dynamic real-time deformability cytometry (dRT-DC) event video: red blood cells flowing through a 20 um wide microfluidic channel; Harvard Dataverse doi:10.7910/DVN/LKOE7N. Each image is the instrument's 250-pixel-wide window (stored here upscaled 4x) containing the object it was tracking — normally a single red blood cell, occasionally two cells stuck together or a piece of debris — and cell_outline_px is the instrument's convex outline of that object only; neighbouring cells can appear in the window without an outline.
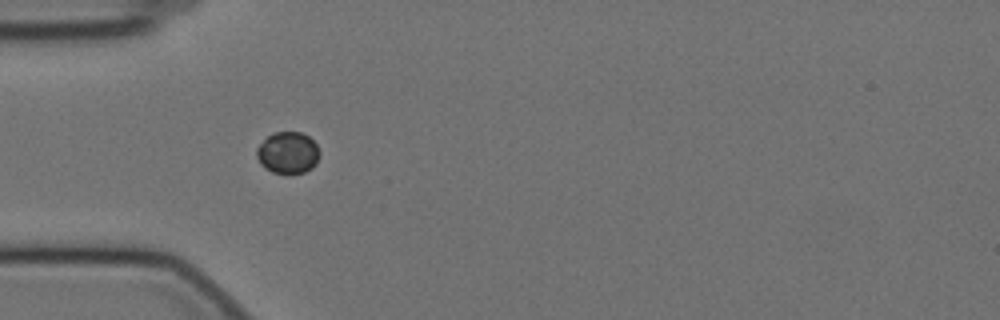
{"species": "Egyptian fruit bat (a non-hibernating species)", "species_latin": "Rousettus aegyptiacus", "temperature_condition": "cold", "stored_images_in_passage": 41, "camera_frame_rate_fps": 3000, "um_per_image_px": 0.085, "animal": {"sex": "female"}, "frame": {"image": 1, "passage_image": 1, "time_ms": 0.0, "image_size_px": [1000, 320], "cell_outline_px": [[320, 156], [316, 164], [312, 168], [304, 172], [288, 176], [272, 172], [264, 168], [260, 164], [256, 156], [256, 148], [272, 132], [300, 132], [308, 136], [316, 144], [320, 152]], "centroid_in_image_um": [24.47, 13.02], "position_along_channel_um": 60.5, "area_um2": 15.72}}
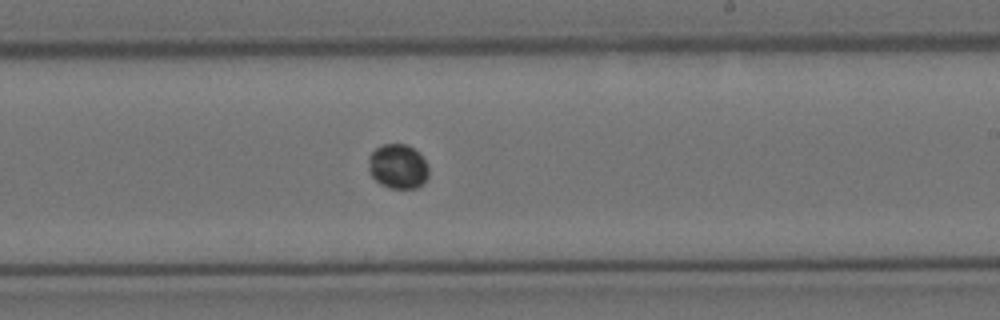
{"frame": {"image": 2, "passage_image": 18, "time_ms": 5.667, "image_size_px": [1000, 320], "cell_outline_px": [[428, 176], [424, 184], [416, 188], [388, 188], [380, 184], [368, 172], [368, 156], [376, 148], [384, 144], [408, 144], [424, 160], [428, 168]], "centroid_in_image_um": [33.8, 14.16], "position_along_channel_um": 255.2, "area_um2": 15.66}}
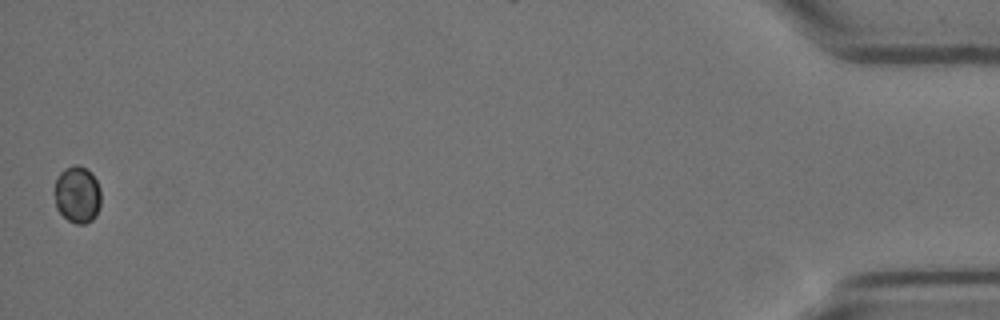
{"frame": {"image": 3, "passage_image": 41, "time_ms": 13.333, "image_size_px": [1000, 320], "cell_outline_px": [[100, 204], [96, 216], [92, 220], [84, 224], [76, 224], [68, 220], [56, 208], [52, 192], [56, 180], [60, 172], [64, 168], [72, 164], [76, 164], [92, 172], [100, 188]], "centroid_in_image_um": [6.54, 16.53], "position_along_channel_um": 428.7, "area_um2": 15.78}}